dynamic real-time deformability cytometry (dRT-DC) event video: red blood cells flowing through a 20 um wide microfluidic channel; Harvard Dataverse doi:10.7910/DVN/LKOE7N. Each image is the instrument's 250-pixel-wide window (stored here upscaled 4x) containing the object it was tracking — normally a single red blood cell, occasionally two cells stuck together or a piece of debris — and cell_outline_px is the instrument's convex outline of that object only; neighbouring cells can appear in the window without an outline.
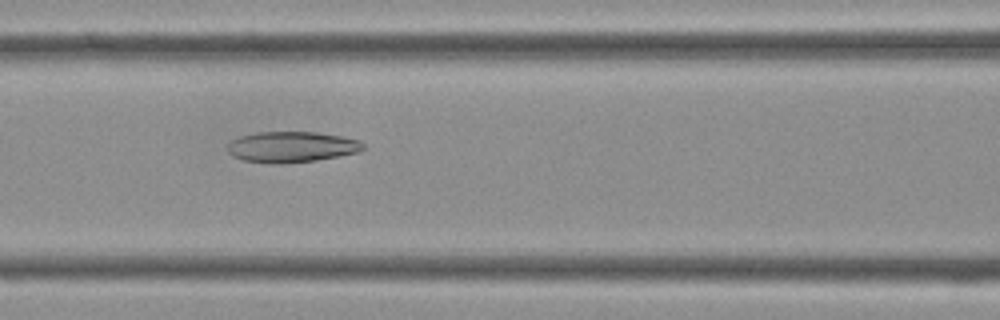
{"species": "Egyptian fruit bat (a non-hibernating species)", "species_latin": "Rousettus aegyptiacus", "temperature_condition": "cold", "stored_images_in_passage": 36, "camera_frame_rate_fps": 3000, "um_per_image_px": 0.085, "frame": {"image": 1, "passage_image": 12, "time_ms": 3.667, "image_size_px": [1000, 320], "cell_outline_px": [[364, 148], [360, 152], [340, 156], [316, 160], [276, 164], [272, 164], [244, 160], [232, 156], [228, 152], [228, 144], [232, 140], [240, 136], [256, 132], [316, 132], [340, 136], [360, 140], [364, 144]], "centroid_in_image_um": [24.79, 12.49], "position_along_channel_um": 141.8, "area_um2": 24.39}}
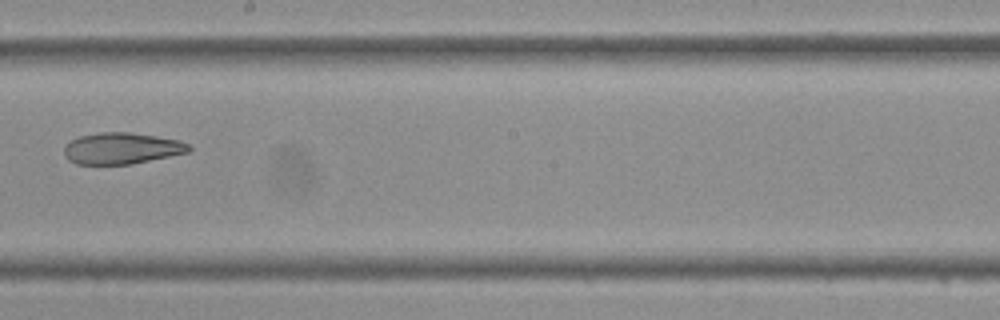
{"frame": {"image": 2, "passage_image": 18, "time_ms": 5.667, "image_size_px": [1000, 320], "cell_outline_px": [[192, 148], [188, 152], [132, 164], [76, 164], [68, 160], [64, 156], [64, 148], [72, 140], [80, 136], [100, 132], [128, 132], [156, 136], [180, 140], [188, 144]], "centroid_in_image_um": [10.34, 12.61], "position_along_channel_um": 237.9, "area_um2": 22.72}}
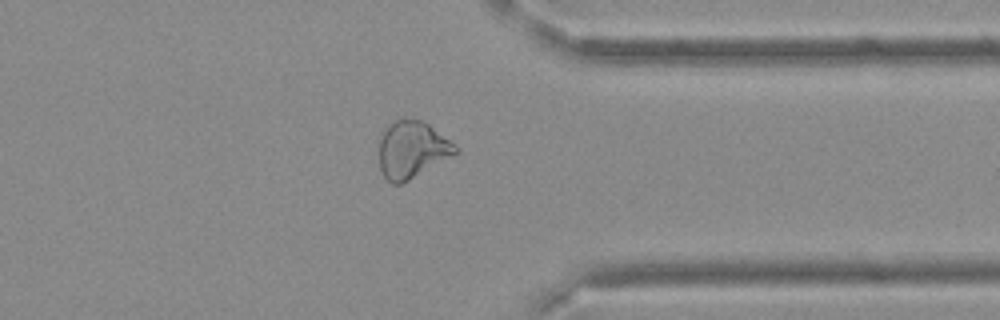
{"frame": {"image": 3, "passage_image": 27, "time_ms": 8.667, "image_size_px": [1000, 320], "cell_outline_px": [[460, 152], [408, 180], [400, 184], [392, 184], [384, 176], [380, 168], [380, 140], [384, 128], [388, 124], [396, 120], [420, 120], [428, 124], [460, 148]], "centroid_in_image_um": [35.03, 12.73], "position_along_channel_um": 376.4, "area_um2": 25.03}}